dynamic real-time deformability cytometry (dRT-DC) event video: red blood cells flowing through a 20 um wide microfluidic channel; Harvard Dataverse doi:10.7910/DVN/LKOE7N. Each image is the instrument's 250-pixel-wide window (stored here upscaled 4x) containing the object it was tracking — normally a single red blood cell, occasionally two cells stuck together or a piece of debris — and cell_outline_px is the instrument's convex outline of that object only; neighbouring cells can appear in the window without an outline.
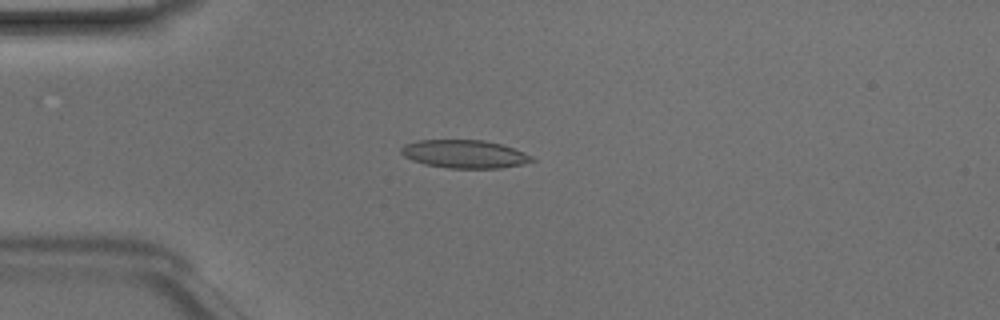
{"species": "Egyptian fruit bat (a non-hibernating species)", "species_latin": "Rousettus aegyptiacus", "temperature_condition": "room temperature", "stored_images_in_passage": 48, "camera_frame_rate_fps": 3000, "um_per_image_px": 0.085, "animal": {"sex": "male"}, "frame": {"image": 1, "passage_image": 12, "time_ms": 3.667, "image_size_px": [1000, 320], "cell_outline_px": [[536, 160], [520, 164], [500, 168], [448, 168], [424, 164], [412, 160], [404, 156], [400, 152], [400, 148], [404, 144], [420, 140], [484, 140], [500, 144], [524, 152], [532, 156]], "centroid_in_image_um": [39.45, 13.09], "position_along_channel_um": 45.6, "area_um2": 21.33}}
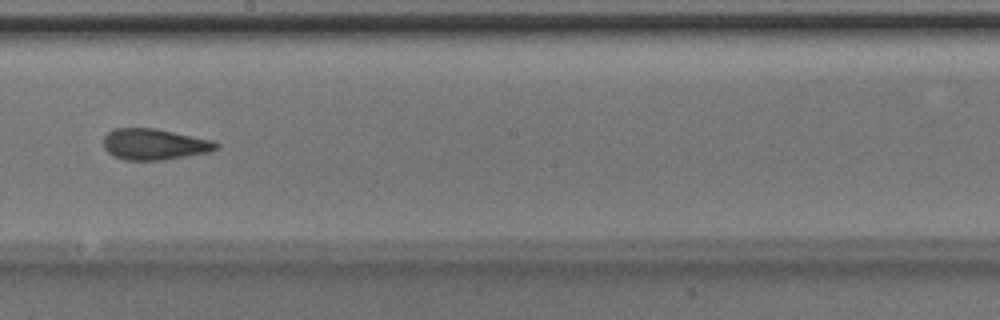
{"frame": {"image": 2, "passage_image": 27, "time_ms": 8.667, "image_size_px": [1000, 320], "cell_outline_px": [[220, 148], [212, 152], [164, 160], [124, 160], [112, 156], [104, 148], [104, 136], [112, 128], [156, 128], [216, 140], [220, 144]], "centroid_in_image_um": [13.19, 12.26], "position_along_channel_um": 235.0, "area_um2": 20.98}}
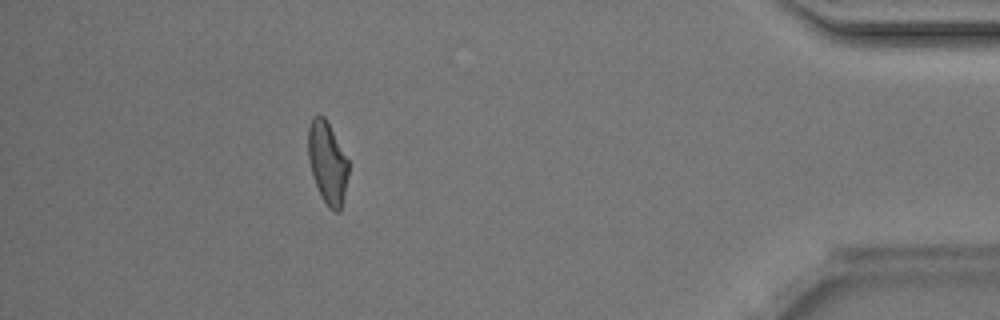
{"frame": {"image": 3, "passage_image": 43, "time_ms": 14.0, "image_size_px": [1000, 320], "cell_outline_px": [[348, 176], [340, 212], [336, 212], [328, 208], [320, 196], [312, 176], [308, 160], [308, 128], [312, 116], [324, 116], [348, 160]], "centroid_in_image_um": [27.81, 13.87], "position_along_channel_um": 407.4, "area_um2": 19.25}, "authors_computed_cell_mechanics": {"area_um2": 20.6057, "velocity_mm_per_s": 4.1665, "shape_relaxation_time_tau1_ms": 10.215, "shape_relaxation_time_tau2_ms": 1.6944, "deformation_change_tau1": 0.241, "deformation_change_tau2": 0.0882}}